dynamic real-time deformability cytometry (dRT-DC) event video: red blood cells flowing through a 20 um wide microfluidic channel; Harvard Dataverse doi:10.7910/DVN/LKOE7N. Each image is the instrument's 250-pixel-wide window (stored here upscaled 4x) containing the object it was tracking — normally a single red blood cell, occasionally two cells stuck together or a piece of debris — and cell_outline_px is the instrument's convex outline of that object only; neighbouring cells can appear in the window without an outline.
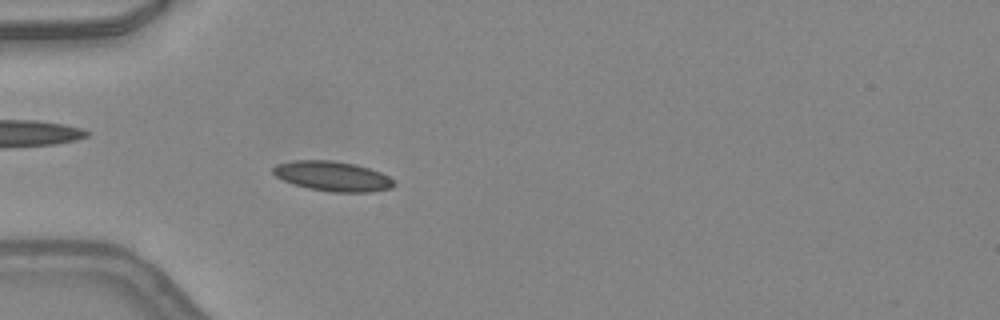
{"species": "common noctule bat (a hibernating species)", "species_latin": "Nyctalus noctula", "temperature_condition": "warm", "stored_images_in_passage": 41, "camera_frame_rate_fps": 3000, "um_per_image_px": 0.085, "animal": {"sex": "female", "body_mass_g": 24.6, "forearm_length_mm": 56.2}, "frame": {"image": 1, "passage_image": 8, "time_ms": 2.333, "image_size_px": [1000, 320], "cell_outline_px": [[396, 184], [392, 188], [372, 192], [332, 192], [308, 188], [292, 184], [276, 176], [272, 172], [272, 168], [276, 164], [292, 160], [332, 160], [356, 164], [380, 172], [388, 176]], "centroid_in_image_um": [28.26, 14.97], "position_along_channel_um": 56.7, "area_um2": 21.15}}
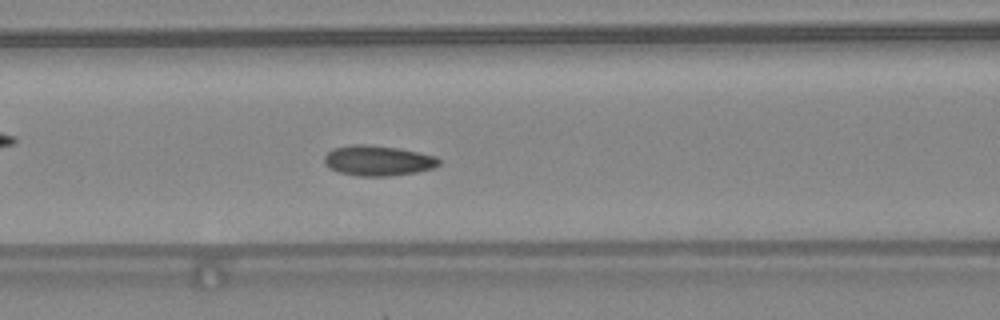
{"frame": {"image": 2, "passage_image": 14, "time_ms": 4.333, "image_size_px": [1000, 320], "cell_outline_px": [[440, 164], [432, 168], [416, 172], [388, 176], [356, 176], [340, 172], [328, 168], [324, 164], [324, 156], [332, 148], [356, 144], [364, 144], [400, 148], [436, 156], [440, 160]], "centroid_in_image_um": [32.1, 13.65], "position_along_channel_um": 134.5, "area_um2": 20.29}}
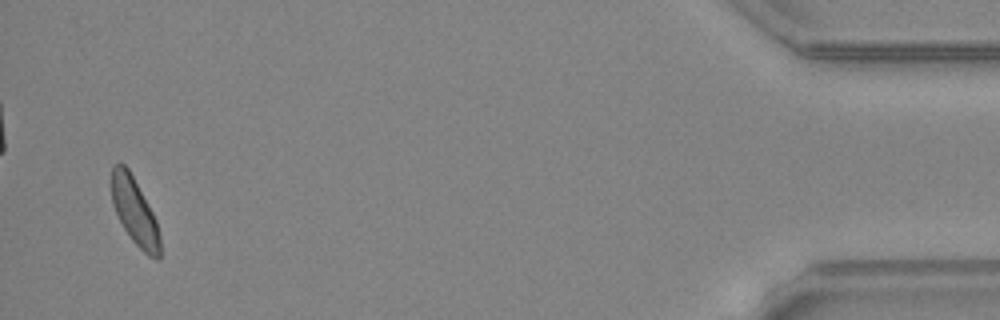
{"frame": {"image": 3, "passage_image": 40, "time_ms": 13.0, "image_size_px": [1000, 320], "cell_outline_px": [[160, 260], [156, 260], [148, 256], [132, 240], [124, 228], [112, 204], [112, 164], [120, 160], [128, 168], [148, 204], [156, 220], [160, 236]], "centroid_in_image_um": [11.45, 17.96], "position_along_channel_um": 423.8, "area_um2": 18.79}, "authors_computed_cell_mechanics": {"area_um2": 19.363, "velocity_mm_per_s": 4.2696, "shape_relaxation_time_tau1_ms": 5.3533, "shape_relaxation_time_tau2_ms": 1.7665, "deformation_change_tau1": 0.1197, "deformation_change_tau2": 0.0741}}